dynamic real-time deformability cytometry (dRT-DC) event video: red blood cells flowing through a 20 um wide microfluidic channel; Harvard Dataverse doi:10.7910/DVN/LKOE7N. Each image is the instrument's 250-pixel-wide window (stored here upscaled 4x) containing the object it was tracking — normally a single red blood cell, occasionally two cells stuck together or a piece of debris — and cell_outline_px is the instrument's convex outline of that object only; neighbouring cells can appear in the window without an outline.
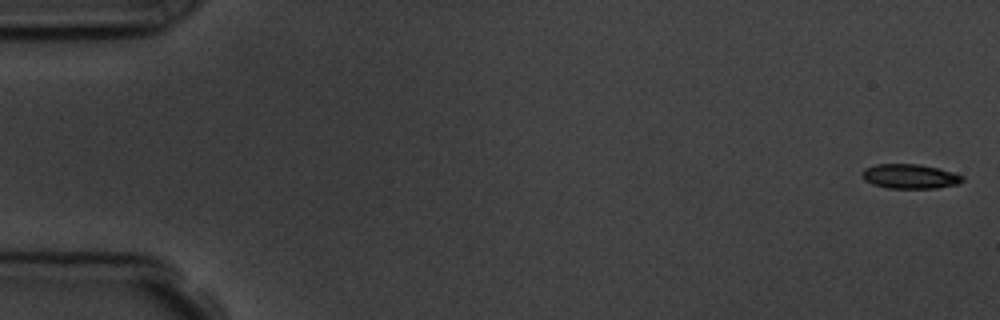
{"species": "common noctule bat (a hibernating species)", "species_latin": "Nyctalus noctula", "temperature_condition": "room temperature", "stored_images_in_passage": 9, "camera_frame_rate_fps": 3000, "um_per_image_px": 0.085, "animal": {"sex": "male", "body_mass_g": 19.5, "forearm_length_mm": 54.6}, "frame": {"image": 1, "passage_image": 1, "time_ms": 0.0, "image_size_px": [1000, 320], "cell_outline_px": [[964, 180], [960, 184], [936, 188], [888, 188], [872, 184], [864, 180], [860, 176], [860, 172], [864, 168], [876, 164], [920, 164], [956, 172], [964, 176]], "centroid_in_image_um": [77.35, 14.98], "position_along_channel_um": 7.7, "area_um2": 14.68}}
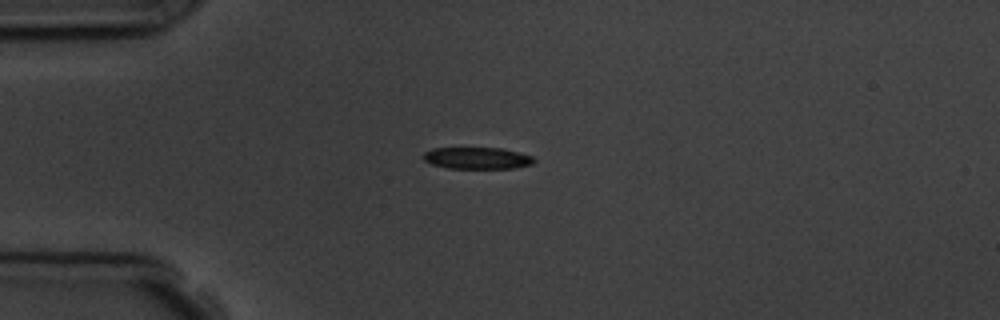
{"frame": {"image": 2, "passage_image": 4, "time_ms": 4.333, "image_size_px": [1000, 320], "cell_outline_px": [[536, 160], [532, 164], [512, 168], [448, 168], [432, 164], [424, 160], [424, 152], [432, 148], [500, 148], [532, 156]], "centroid_in_image_um": [40.54, 13.44], "position_along_channel_um": 44.5, "area_um2": 13.81}}